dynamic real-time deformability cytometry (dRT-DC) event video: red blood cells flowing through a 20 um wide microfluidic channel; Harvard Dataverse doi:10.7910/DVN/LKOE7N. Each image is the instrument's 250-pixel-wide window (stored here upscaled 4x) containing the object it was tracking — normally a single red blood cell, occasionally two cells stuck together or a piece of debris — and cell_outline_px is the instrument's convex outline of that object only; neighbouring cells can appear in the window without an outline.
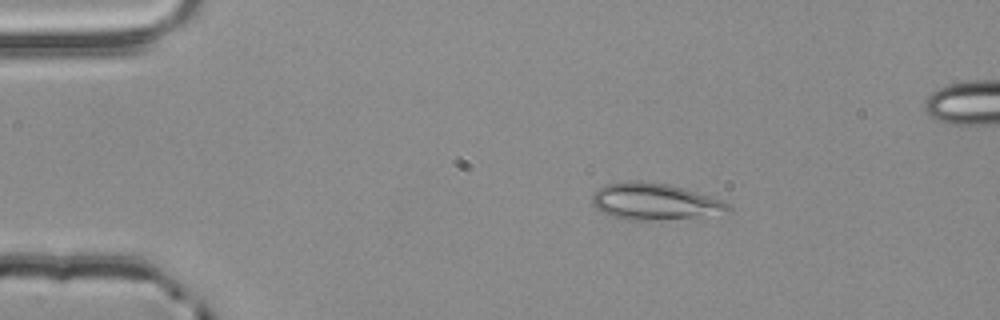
{"species": "common noctule bat (a hibernating species)", "species_latin": "Nyctalus noctula", "temperature_condition": "room temperature", "stored_images_in_passage": 3, "camera_frame_rate_fps": 3000, "um_per_image_px": 0.085, "animal": {"sex": "male", "body_mass_g": 20.4}, "frame": {"image": 1, "passage_image": 1, "time_ms": 0.0, "image_size_px": [1000, 320], "cell_outline_px": [[732, 212], [652, 220], [624, 220], [612, 216], [596, 208], [592, 204], [592, 192], [604, 184], [628, 180], [668, 184], [684, 188], [720, 200], [728, 204], [732, 208]], "centroid_in_image_um": [55.56, 17.12], "position_along_channel_um": 29.4, "area_um2": 28.67}}